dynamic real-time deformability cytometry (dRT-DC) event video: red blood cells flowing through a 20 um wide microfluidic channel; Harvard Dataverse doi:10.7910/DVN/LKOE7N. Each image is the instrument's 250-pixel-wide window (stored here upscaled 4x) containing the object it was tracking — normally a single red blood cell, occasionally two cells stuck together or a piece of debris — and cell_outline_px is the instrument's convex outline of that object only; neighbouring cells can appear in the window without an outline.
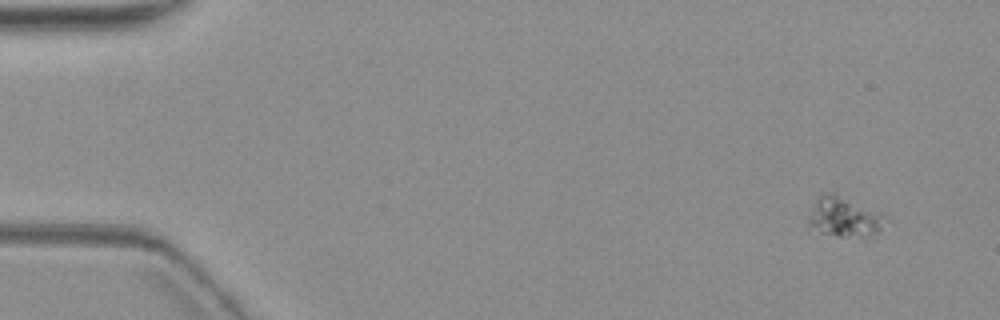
{"species": "common noctule bat (a hibernating species)", "species_latin": "Nyctalus noctula", "temperature_condition": "warm", "stored_images_in_passage": 4, "camera_frame_rate_fps": 3000, "um_per_image_px": 0.085, "animal": {"sex": "female", "body_mass_g": 19.3, "forearm_length_mm": 54.1}, "frame": {"image": 1, "passage_image": 1, "time_ms": 0.0, "image_size_px": [1000, 320], "cell_outline_px": [[892, 220], [880, 232], [868, 240], [836, 236], [820, 232], [808, 224], [808, 216], [816, 200], [824, 192], [836, 192], [884, 212]], "centroid_in_image_um": [71.94, 18.47], "position_along_channel_um": 13.1, "area_um2": 19.36}}